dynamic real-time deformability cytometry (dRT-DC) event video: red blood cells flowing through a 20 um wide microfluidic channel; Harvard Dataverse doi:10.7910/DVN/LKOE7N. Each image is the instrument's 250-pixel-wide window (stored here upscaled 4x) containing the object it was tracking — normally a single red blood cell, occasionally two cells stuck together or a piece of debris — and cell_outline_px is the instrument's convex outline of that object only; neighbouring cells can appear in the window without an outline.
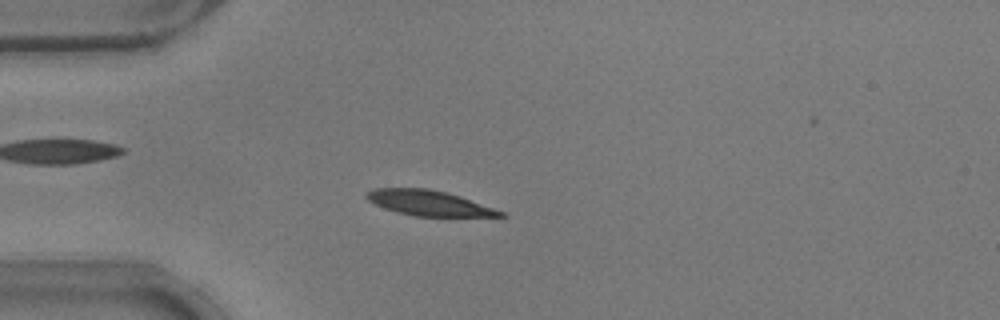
{"species": "common noctule bat (a hibernating species)", "species_latin": "Nyctalus noctula", "temperature_condition": "warm", "stored_images_in_passage": 46, "camera_frame_rate_fps": 3000, "um_per_image_px": 0.085, "animal": {"sex": "male", "body_mass_g": 17.9}, "frame": {"image": 1, "passage_image": 7, "time_ms": 2.0, "image_size_px": [1000, 320], "cell_outline_px": [[508, 216], [416, 216], [396, 212], [384, 208], [368, 200], [364, 196], [368, 192], [376, 188], [428, 188], [460, 196], [504, 212]], "centroid_in_image_um": [36.43, 17.25], "position_along_channel_um": 48.6, "area_um2": 19.36}}
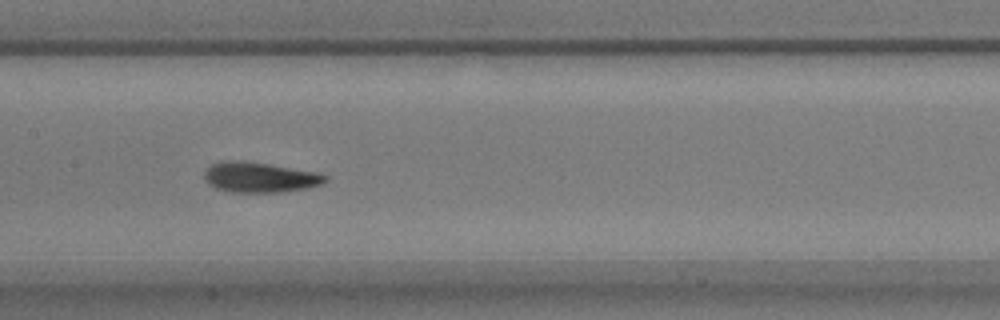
{"frame": {"image": 2, "passage_image": 19, "time_ms": 6.0, "image_size_px": [1000, 320], "cell_outline_px": [[328, 180], [320, 184], [304, 188], [280, 192], [232, 192], [216, 188], [204, 176], [204, 172], [212, 164], [224, 160], [240, 160], [268, 164], [316, 172], [328, 176]], "centroid_in_image_um": [22.08, 15.06], "position_along_channel_um": 185.3, "area_um2": 20.92}}
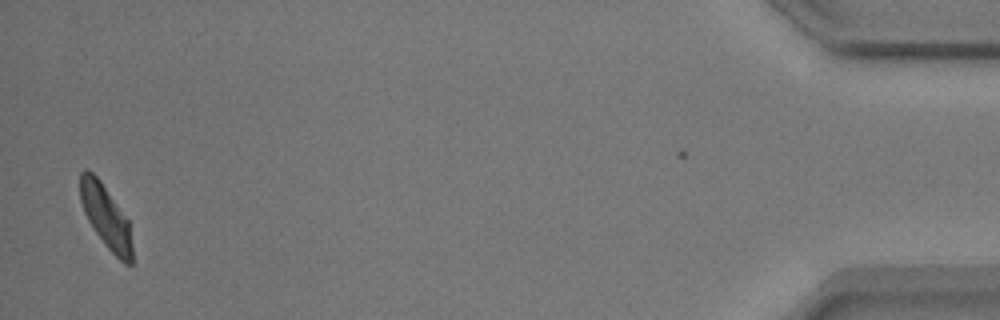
{"frame": {"image": 3, "passage_image": 45, "time_ms": 14.667, "image_size_px": [1000, 320], "cell_outline_px": [[132, 264], [124, 264], [104, 244], [92, 228], [84, 212], [80, 200], [80, 172], [84, 168], [88, 168], [100, 180], [128, 220], [132, 248]], "centroid_in_image_um": [8.97, 18.4], "position_along_channel_um": 426.2, "area_um2": 19.02}, "authors_computed_cell_mechanics": {"area_um2": 20.23, "velocity_mm_per_s": 3.773, "shape_relaxation_time_tau1_ms": 2.9165, "shape_relaxation_time_tau2_ms": 2.0435, "deformation_change_tau1": 0.1575, "deformation_change_tau2": 0.0858}}